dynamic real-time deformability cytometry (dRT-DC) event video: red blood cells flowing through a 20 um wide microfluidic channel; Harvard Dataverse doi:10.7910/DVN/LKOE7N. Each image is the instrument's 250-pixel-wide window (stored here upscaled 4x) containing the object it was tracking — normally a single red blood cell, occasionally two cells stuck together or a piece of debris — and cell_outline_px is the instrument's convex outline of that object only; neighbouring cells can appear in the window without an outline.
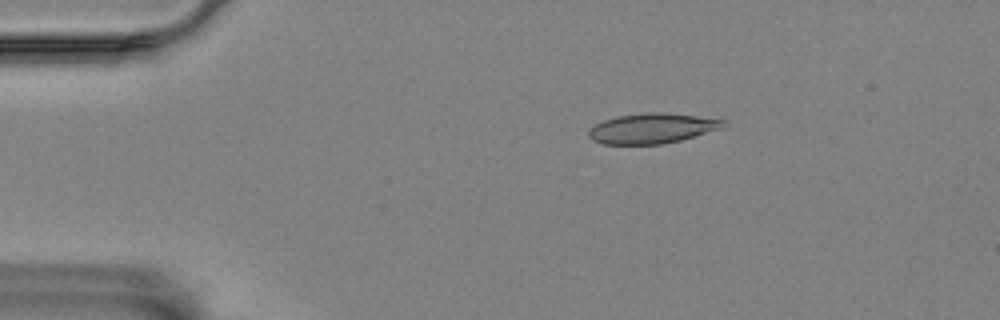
{"species": "Egyptian fruit bat (a non-hibernating species)", "species_latin": "Rousettus aegyptiacus", "temperature_condition": "room temperature", "stored_images_in_passage": 6, "camera_frame_rate_fps": 3000, "um_per_image_px": 0.085, "animal": {"sex": "female"}, "frame": {"image": 1, "passage_image": 1, "time_ms": 0.0, "image_size_px": [1000, 320], "cell_outline_px": [[724, 128], [680, 140], [660, 144], [600, 144], [592, 140], [588, 136], [588, 128], [604, 120], [616, 116], [652, 112], [664, 112], [696, 116], [724, 120]], "centroid_in_image_um": [55.38, 10.91], "position_along_channel_um": 29.6, "area_um2": 23.58}}
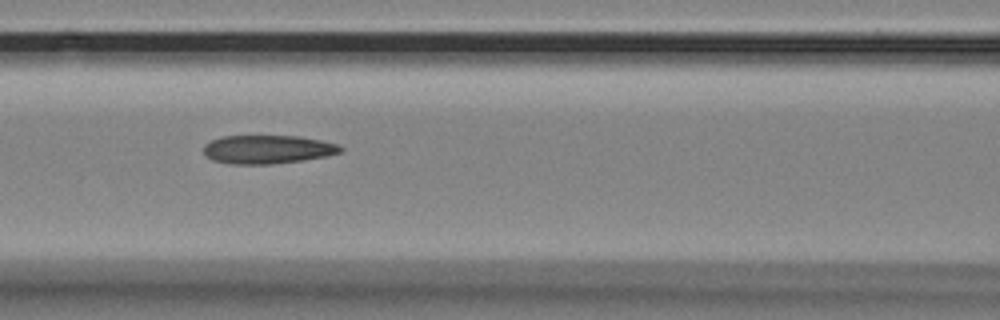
{"frame": {"image": 2, "passage_image": 5, "time_ms": 1.333, "image_size_px": [1000, 320], "cell_outline_px": [[344, 148], [340, 152], [328, 156], [304, 160], [272, 164], [228, 164], [212, 160], [204, 152], [204, 144], [220, 136], [300, 136], [340, 144]], "centroid_in_image_um": [22.77, 12.7], "position_along_channel_um": 143.8, "area_um2": 22.95}}
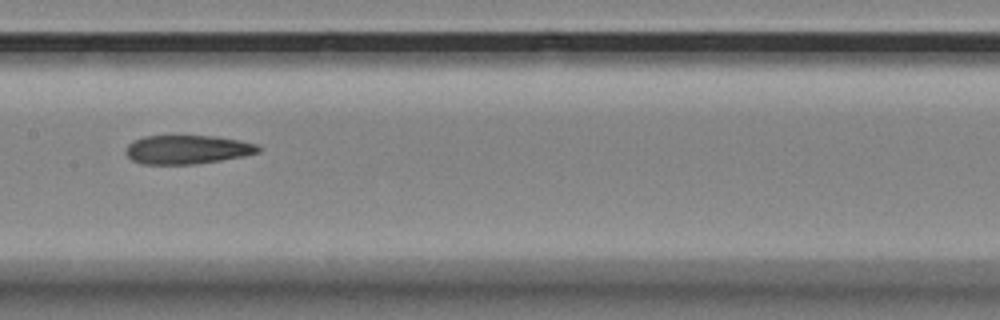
{"frame": {"image": 3, "passage_image": 6, "time_ms": 1.667, "image_size_px": [1000, 320], "cell_outline_px": [[260, 152], [244, 156], [220, 160], [192, 164], [140, 164], [132, 160], [124, 152], [128, 144], [132, 140], [144, 136], [216, 136], [240, 140], [256, 144], [260, 148]], "centroid_in_image_um": [15.89, 12.71], "position_along_channel_um": 191.5, "area_um2": 22.31}}